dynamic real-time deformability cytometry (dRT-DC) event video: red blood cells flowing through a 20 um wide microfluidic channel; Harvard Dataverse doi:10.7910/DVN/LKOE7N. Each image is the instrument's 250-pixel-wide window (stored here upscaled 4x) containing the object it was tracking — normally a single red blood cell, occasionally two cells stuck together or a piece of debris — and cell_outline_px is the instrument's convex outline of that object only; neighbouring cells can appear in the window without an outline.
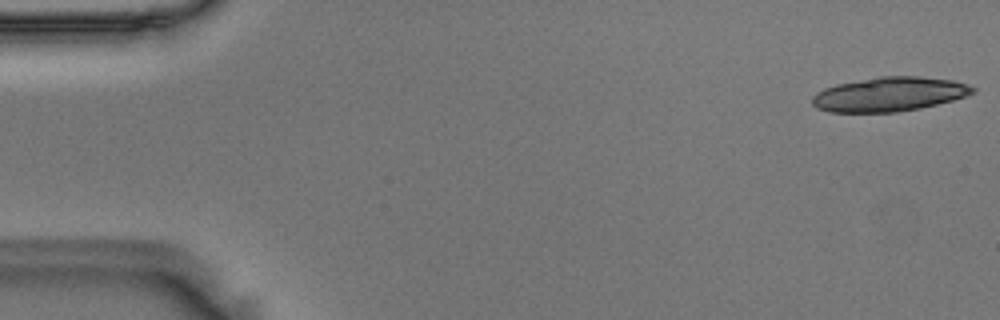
{"species": "Egyptian fruit bat (a non-hibernating species)", "species_latin": "Rousettus aegyptiacus", "temperature_condition": "room temperature", "stored_images_in_passage": 18, "camera_frame_rate_fps": 3000, "um_per_image_px": 0.085, "animal": {"sex": "male"}, "frame": {"image": 1, "passage_image": 1, "time_ms": 0.0, "image_size_px": [1000, 320], "cell_outline_px": [[976, 92], [952, 100], [920, 108], [896, 112], [828, 112], [816, 108], [812, 104], [812, 96], [816, 92], [824, 88], [836, 84], [880, 76], [916, 76], [952, 80], [968, 84], [976, 88]], "centroid_in_image_um": [75.56, 8.01], "position_along_channel_um": 9.4, "area_um2": 32.08}}